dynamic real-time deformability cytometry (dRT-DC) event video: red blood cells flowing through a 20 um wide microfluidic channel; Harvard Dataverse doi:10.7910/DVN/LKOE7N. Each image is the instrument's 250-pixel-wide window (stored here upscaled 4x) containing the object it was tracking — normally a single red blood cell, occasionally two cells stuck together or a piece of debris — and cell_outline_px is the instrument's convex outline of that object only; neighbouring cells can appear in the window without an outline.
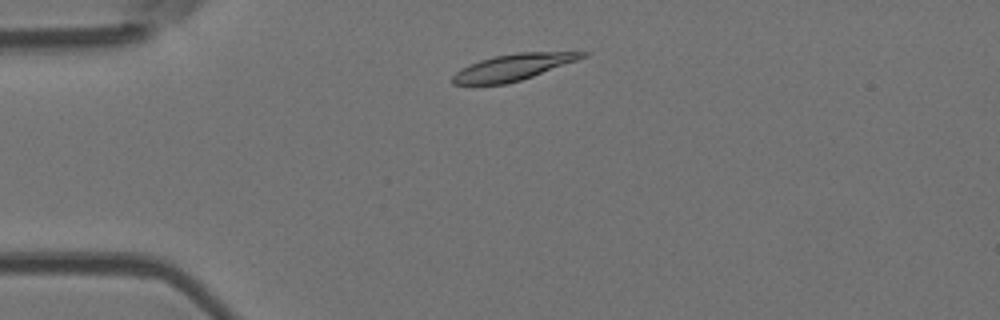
{"species": "Egyptian fruit bat (a non-hibernating species)", "species_latin": "Rousettus aegyptiacus", "temperature_condition": "room temperature", "stored_images_in_passage": 46, "camera_frame_rate_fps": 3000, "um_per_image_px": 0.085, "animal": {"sex": "female"}, "frame": {"image": 1, "passage_image": 5, "time_ms": 1.333, "image_size_px": [1000, 320], "cell_outline_px": [[588, 56], [532, 76], [520, 80], [504, 84], [452, 84], [452, 76], [456, 72], [480, 60], [496, 56], [516, 52], [588, 52]], "centroid_in_image_um": [43.62, 5.7], "position_along_channel_um": 41.4, "area_um2": 19.36}}
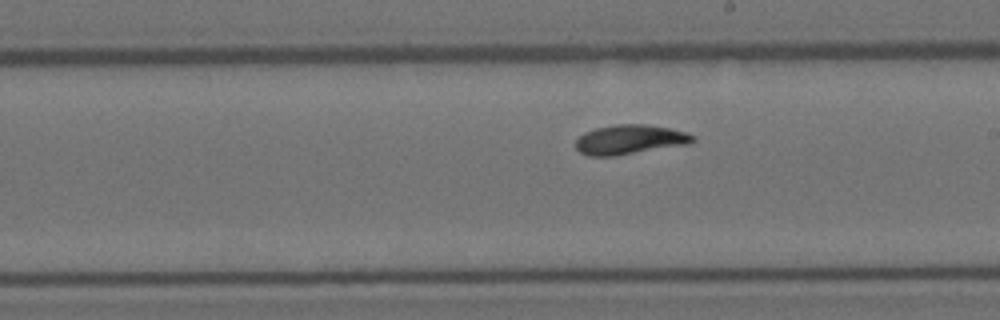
{"frame": {"image": 2, "passage_image": 23, "time_ms": 7.333, "image_size_px": [1000, 320], "cell_outline_px": [[696, 140], [688, 144], [612, 156], [588, 156], [580, 152], [576, 148], [576, 140], [584, 132], [596, 128], [616, 124], [644, 124], [672, 128], [696, 136]], "centroid_in_image_um": [53.53, 11.85], "position_along_channel_um": 235.5, "area_um2": 20.06}}
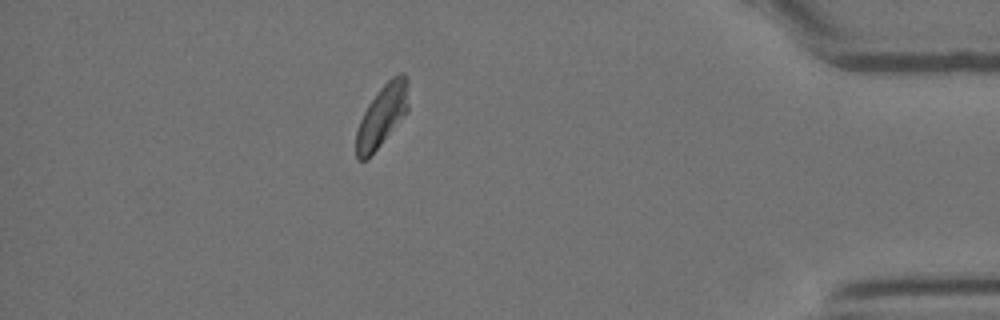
{"frame": {"image": 3, "passage_image": 40, "time_ms": 13.0, "image_size_px": [1000, 320], "cell_outline_px": [[408, 112], [368, 160], [356, 160], [356, 132], [360, 120], [368, 104], [380, 88], [392, 76], [400, 72], [404, 72], [408, 80]], "centroid_in_image_um": [32.48, 9.84], "position_along_channel_um": 402.7, "area_um2": 19.07}, "authors_computed_cell_mechanics": {"area_um2": 19.6809, "velocity_mm_per_s": 3.7065, "shape_relaxation_time_tau1_ms": 3.4514, "shape_relaxation_time_tau2_ms": 2.1892, "deformation_change_tau1": 0.1405, "deformation_change_tau2": 0.0789}}